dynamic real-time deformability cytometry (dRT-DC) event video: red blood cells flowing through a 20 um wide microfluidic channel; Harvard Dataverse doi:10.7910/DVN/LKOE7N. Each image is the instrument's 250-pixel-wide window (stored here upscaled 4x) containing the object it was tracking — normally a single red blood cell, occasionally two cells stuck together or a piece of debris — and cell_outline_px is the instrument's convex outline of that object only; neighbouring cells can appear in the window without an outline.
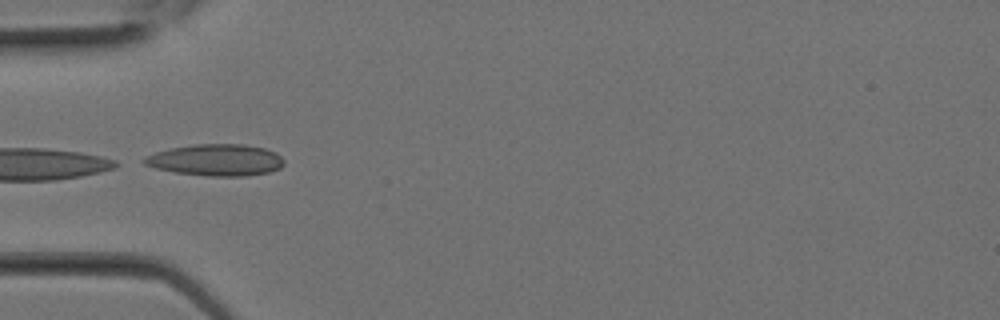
{"species": "Egyptian fruit bat (a non-hibernating species)", "species_latin": "Rousettus aegyptiacus", "temperature_condition": "room temperature", "stored_images_in_passage": 24, "camera_frame_rate_fps": 3000, "um_per_image_px": 0.085, "animal": {"sex": "female"}, "frame": {"image": 1, "passage_image": 8, "time_ms": 2.333, "image_size_px": [1000, 320], "cell_outline_px": [[284, 164], [280, 168], [268, 172], [244, 176], [208, 176], [176, 172], [156, 168], [144, 164], [140, 160], [144, 156], [156, 152], [172, 148], [196, 144], [240, 144], [264, 148], [276, 152], [284, 160]], "centroid_in_image_um": [18.35, 13.6], "position_along_channel_um": 66.6, "area_um2": 25.66}}
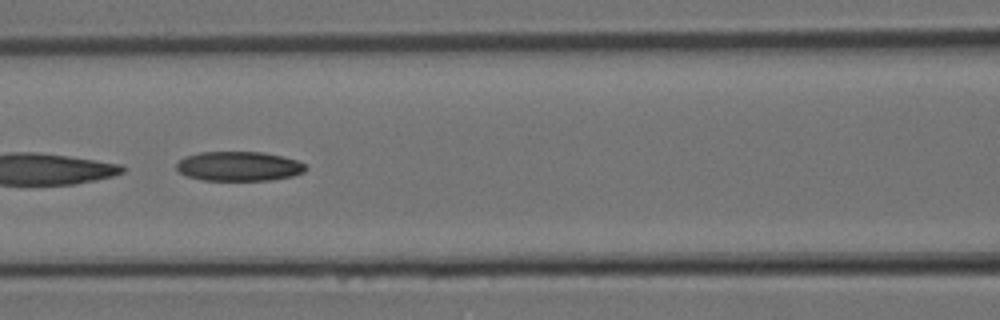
{"frame": {"image": 2, "passage_image": 11, "time_ms": 3.333, "image_size_px": [1000, 320], "cell_outline_px": [[308, 168], [304, 172], [292, 176], [272, 180], [204, 180], [188, 176], [180, 172], [176, 168], [176, 164], [184, 156], [200, 152], [260, 152], [284, 156], [296, 160], [304, 164]], "centroid_in_image_um": [20.32, 14.13], "position_along_channel_um": 146.3, "area_um2": 22.2}}